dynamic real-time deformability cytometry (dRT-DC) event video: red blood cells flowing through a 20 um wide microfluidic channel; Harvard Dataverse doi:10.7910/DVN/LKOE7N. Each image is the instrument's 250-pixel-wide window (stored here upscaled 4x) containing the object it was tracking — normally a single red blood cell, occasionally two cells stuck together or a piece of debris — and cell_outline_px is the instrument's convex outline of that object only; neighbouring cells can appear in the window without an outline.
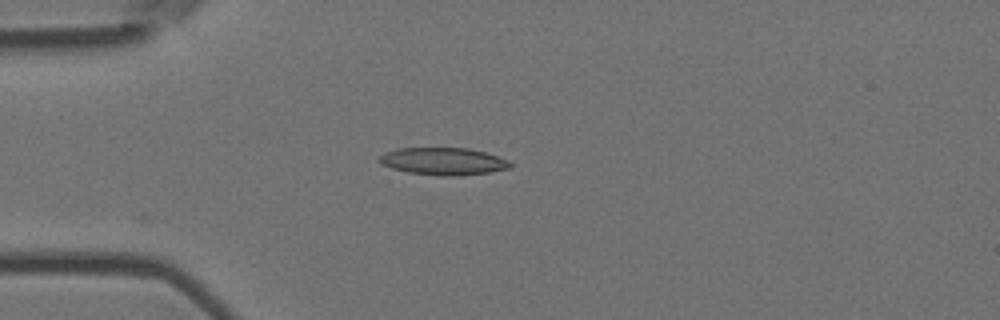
{"species": "Egyptian fruit bat (a non-hibernating species)", "species_latin": "Rousettus aegyptiacus", "temperature_condition": "room temperature", "stored_images_in_passage": 33, "camera_frame_rate_fps": 3000, "um_per_image_px": 0.085, "animal": {"sex": "female"}, "frame": {"image": 1, "passage_image": 1, "time_ms": 0.0, "image_size_px": [1000, 320], "cell_outline_px": [[512, 168], [488, 172], [460, 176], [440, 176], [408, 172], [392, 168], [380, 164], [380, 156], [384, 152], [396, 148], [468, 148], [484, 152], [508, 160], [512, 164]], "centroid_in_image_um": [37.68, 13.71], "position_along_channel_um": 47.3, "area_um2": 20.87}}
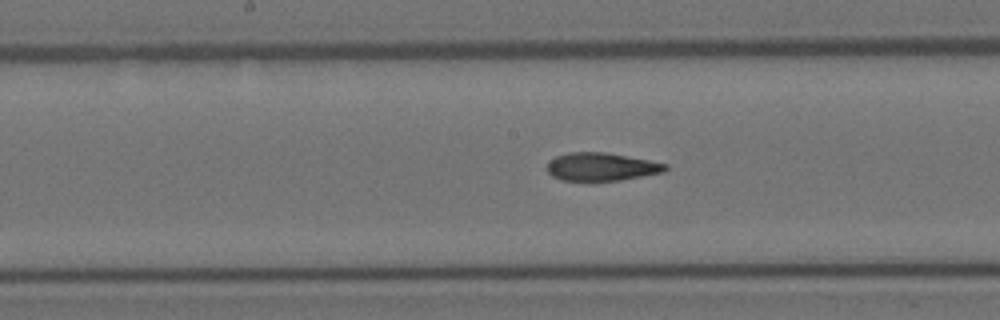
{"frame": {"image": 2, "passage_image": 14, "time_ms": 4.333, "image_size_px": [1000, 320], "cell_outline_px": [[668, 168], [664, 172], [620, 180], [560, 180], [552, 176], [548, 172], [548, 160], [556, 156], [568, 152], [604, 152], [648, 160], [668, 164]], "centroid_in_image_um": [51.1, 14.17], "position_along_channel_um": 197.1, "area_um2": 19.19}}
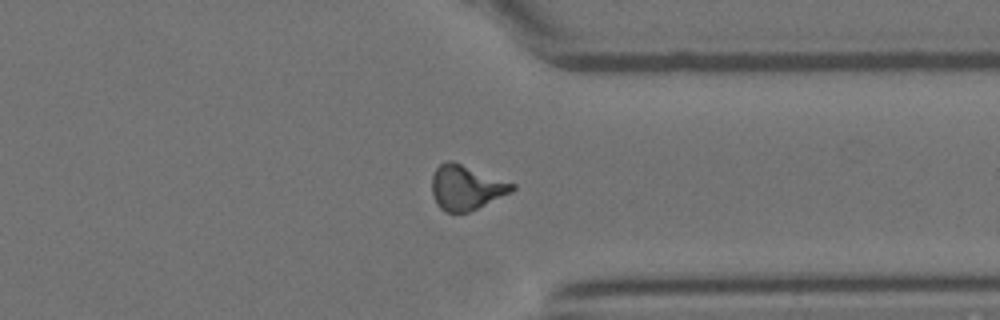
{"frame": {"image": 3, "passage_image": 28, "time_ms": 9.0, "image_size_px": [1000, 320], "cell_outline_px": [[516, 188], [512, 192], [468, 212], [444, 212], [436, 204], [432, 192], [432, 176], [436, 168], [440, 164], [448, 160], [452, 160], [516, 184]], "centroid_in_image_um": [39.62, 15.93], "position_along_channel_um": 371.8, "area_um2": 20.92}, "authors_computed_cell_mechanics": {"area_um2": 19.941, "velocity_mm_per_s": 3.7989, "shape_relaxation_time_tau1_ms": null, "shape_relaxation_time_tau2_ms": 1.7122, "deformation_change_tau1": null, "deformation_change_tau2": 0.0989}}